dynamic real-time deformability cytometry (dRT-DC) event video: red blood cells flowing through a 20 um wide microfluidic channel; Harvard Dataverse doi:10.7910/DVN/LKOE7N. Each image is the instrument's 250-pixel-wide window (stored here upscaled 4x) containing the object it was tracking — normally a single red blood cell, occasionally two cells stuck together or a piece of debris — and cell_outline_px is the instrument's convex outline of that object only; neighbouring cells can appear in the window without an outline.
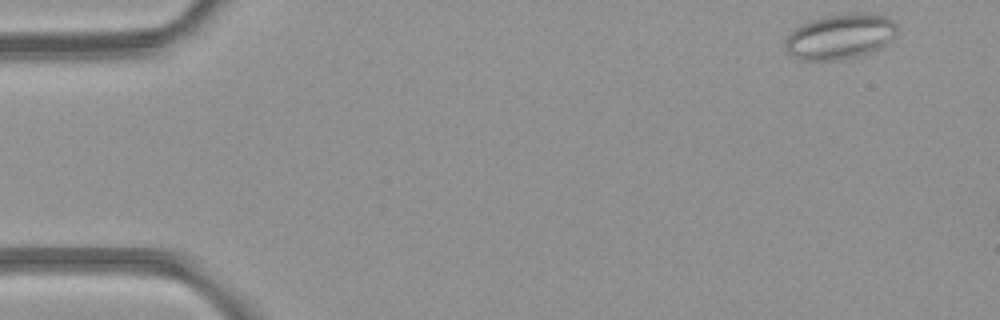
{"species": "common noctule bat (a hibernating species)", "species_latin": "Nyctalus noctula", "temperature_condition": "room temperature", "stored_images_in_passage": 3, "camera_frame_rate_fps": 3000, "um_per_image_px": 0.085, "animal": {"sex": "female", "body_mass_g": 21.9}, "frame": {"image": 1, "passage_image": 1, "time_ms": 0.0, "image_size_px": [1000, 320], "cell_outline_px": [[896, 36], [892, 40], [880, 48], [856, 56], [836, 60], [800, 60], [792, 56], [788, 52], [784, 44], [788, 36], [800, 24], [812, 20], [828, 16], [852, 12], [872, 12], [884, 16], [892, 20], [896, 24]], "centroid_in_image_um": [71.44, 3.09], "position_along_channel_um": 13.6, "area_um2": 29.42}}